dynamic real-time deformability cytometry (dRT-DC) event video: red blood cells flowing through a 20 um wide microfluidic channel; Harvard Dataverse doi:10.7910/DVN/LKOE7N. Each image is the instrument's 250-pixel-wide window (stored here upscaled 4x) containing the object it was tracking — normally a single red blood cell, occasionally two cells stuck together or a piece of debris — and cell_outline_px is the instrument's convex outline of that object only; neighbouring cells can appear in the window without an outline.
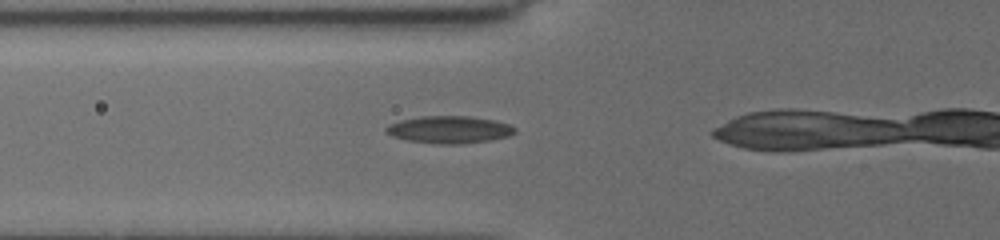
{"species": "common noctule bat (a hibernating species)", "species_latin": "Nyctalus noctula", "temperature_condition": "cold", "stored_images_in_passage": 33, "camera_frame_rate_fps": 3000, "um_per_image_px": 0.085, "animal": {"sex": "female", "body_mass_g": 19.5, "forearm_length_mm": 54.1}, "frame": {"image": 1, "passage_image": 25, "time_ms": 5.0, "image_size_px": [1000, 240], "cell_outline_px": [[516, 132], [508, 136], [488, 140], [460, 144], [440, 144], [408, 140], [392, 136], [384, 132], [384, 128], [388, 124], [400, 120], [420, 116], [468, 116], [492, 120], [508, 124], [516, 128]], "centroid_in_image_um": [38.14, 11.01], "position_along_channel_um": 87.7, "area_um2": 20.4}}
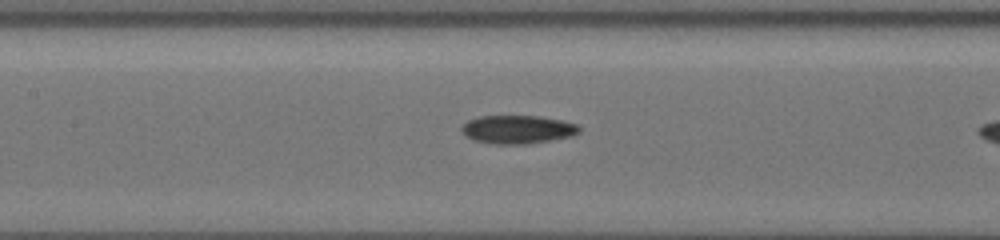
{"frame": {"image": 2, "passage_image": 31, "time_ms": 7.0, "image_size_px": [1000, 240], "cell_outline_px": [[580, 132], [572, 136], [524, 144], [496, 144], [476, 140], [468, 136], [460, 128], [468, 120], [480, 116], [540, 116], [560, 120], [576, 124], [580, 128]], "centroid_in_image_um": [44.01, 10.99], "position_along_channel_um": 163.4, "area_um2": 19.07}}